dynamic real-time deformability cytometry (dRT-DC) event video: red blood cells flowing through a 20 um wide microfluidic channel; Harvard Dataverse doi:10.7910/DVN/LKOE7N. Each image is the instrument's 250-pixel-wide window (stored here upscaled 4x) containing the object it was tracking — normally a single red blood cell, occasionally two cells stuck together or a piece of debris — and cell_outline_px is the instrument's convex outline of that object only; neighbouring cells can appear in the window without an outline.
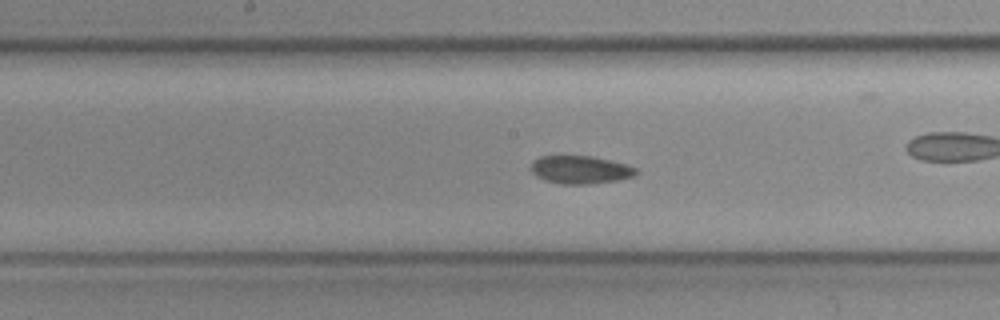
{"species": "common noctule bat (a hibernating species)", "species_latin": "Nyctalus noctula", "temperature_condition": "cold", "stored_images_in_passage": 35, "segment_of_instrument_passage": [1, 2], "camera_frame_rate_fps": 3000, "um_per_image_px": 0.085, "animal": {"sex": "female", "body_mass_g": 19.3, "forearm_length_mm": 54.1}, "frame": {"image": 1, "passage_image": 11, "time_ms": 3.333, "image_size_px": [1000, 320], "cell_outline_px": [[636, 176], [616, 180], [588, 184], [560, 184], [544, 180], [536, 176], [532, 172], [532, 160], [540, 156], [592, 156], [624, 164], [636, 168]], "centroid_in_image_um": [49.29, 14.43], "position_along_channel_um": 198.9, "area_um2": 16.99}}
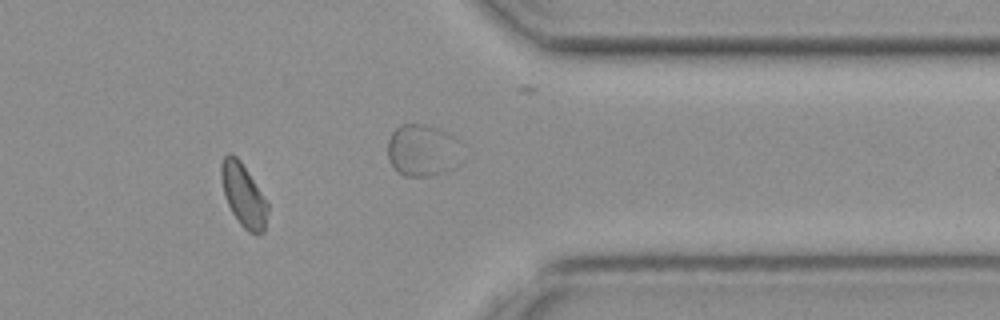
{"frame": {"image": 2, "passage_image": 26, "time_ms": 8.333, "image_size_px": [1000, 320], "cell_outline_px": [[268, 212], [264, 232], [260, 236], [256, 236], [248, 232], [240, 224], [232, 212], [228, 204], [224, 192], [220, 176], [220, 164], [224, 156], [228, 152], [232, 152], [240, 160], [268, 200]], "centroid_in_image_um": [20.72, 16.6], "position_along_channel_um": 390.7, "area_um2": 17.46}}